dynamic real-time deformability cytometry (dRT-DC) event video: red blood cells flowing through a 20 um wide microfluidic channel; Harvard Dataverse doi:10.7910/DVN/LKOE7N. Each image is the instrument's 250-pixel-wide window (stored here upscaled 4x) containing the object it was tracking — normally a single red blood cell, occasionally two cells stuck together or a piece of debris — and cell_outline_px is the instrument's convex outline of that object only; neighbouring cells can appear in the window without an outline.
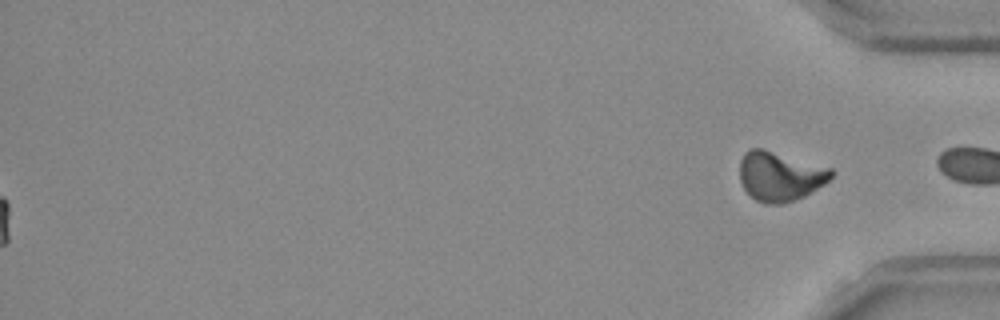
{"species": "Egyptian fruit bat (a non-hibernating species)", "species_latin": "Rousettus aegyptiacus", "temperature_condition": "room temperature", "stored_images_in_passage": 53, "segment_of_instrument_passage": [2, 2], "camera_frame_rate_fps": 3000, "um_per_image_px": 0.085, "frame": {"image": 1, "passage_image": 53, "time_ms": 17.333, "image_size_px": [1000, 320], "cell_outline_px": [[836, 172], [824, 184], [804, 196], [780, 204], [768, 204], [756, 200], [744, 188], [740, 180], [740, 160], [744, 152], [748, 148], [764, 148], [832, 168]], "centroid_in_image_um": [66.3, 14.95], "position_along_channel_um": 368.9, "area_um2": 26.41}}